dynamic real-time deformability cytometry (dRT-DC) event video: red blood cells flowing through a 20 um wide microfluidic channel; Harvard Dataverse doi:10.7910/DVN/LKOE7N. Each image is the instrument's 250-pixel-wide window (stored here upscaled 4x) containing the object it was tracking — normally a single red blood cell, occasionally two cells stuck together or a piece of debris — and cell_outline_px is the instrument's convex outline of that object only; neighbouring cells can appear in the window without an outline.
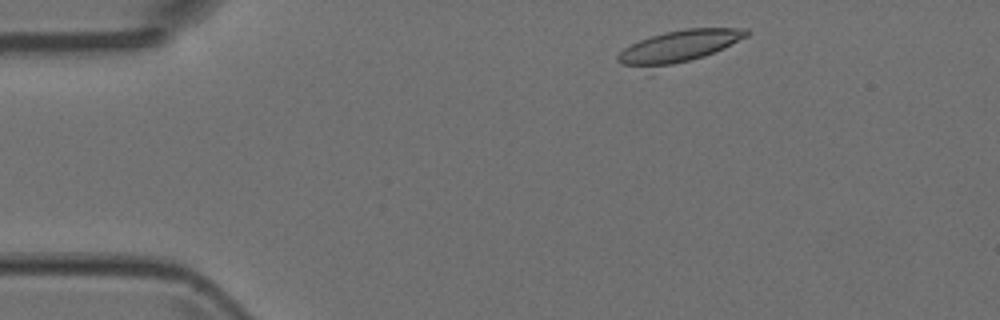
{"species": "Egyptian fruit bat (a non-hibernating species)", "species_latin": "Rousettus aegyptiacus", "temperature_condition": "room temperature", "stored_images_in_passage": 3, "camera_frame_rate_fps": 3000, "um_per_image_px": 0.085, "animal": {"sex": "female"}, "frame": {"image": 1, "passage_image": 1, "time_ms": 0.0, "image_size_px": [1000, 320], "cell_outline_px": [[748, 36], [724, 48], [704, 56], [692, 60], [672, 64], [620, 64], [616, 60], [616, 56], [624, 48], [640, 40], [664, 32], [688, 28], [748, 28]], "centroid_in_image_um": [57.8, 3.88], "position_along_channel_um": 27.2, "area_um2": 22.95}}
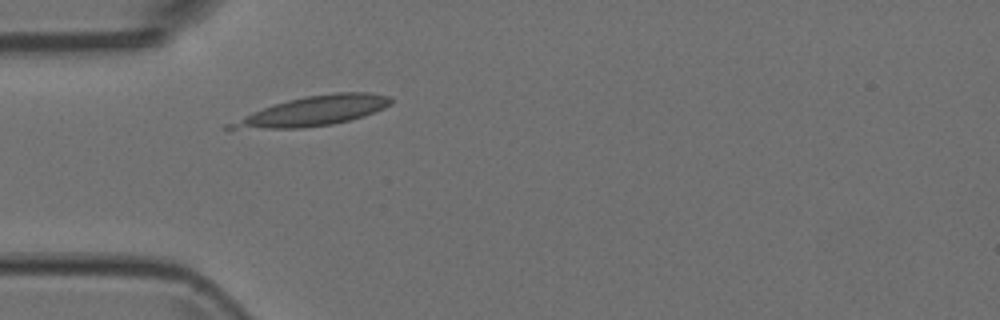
{"frame": {"image": 2, "passage_image": 3, "time_ms": 0.667, "image_size_px": [1000, 320], "cell_outline_px": [[392, 104], [384, 108], [364, 116], [332, 124], [304, 128], [224, 128], [224, 124], [252, 112], [288, 100], [304, 96], [332, 92], [368, 92], [388, 96], [392, 100]], "centroid_in_image_um": [26.65, 9.43], "position_along_channel_um": 58.3, "area_um2": 27.4}}